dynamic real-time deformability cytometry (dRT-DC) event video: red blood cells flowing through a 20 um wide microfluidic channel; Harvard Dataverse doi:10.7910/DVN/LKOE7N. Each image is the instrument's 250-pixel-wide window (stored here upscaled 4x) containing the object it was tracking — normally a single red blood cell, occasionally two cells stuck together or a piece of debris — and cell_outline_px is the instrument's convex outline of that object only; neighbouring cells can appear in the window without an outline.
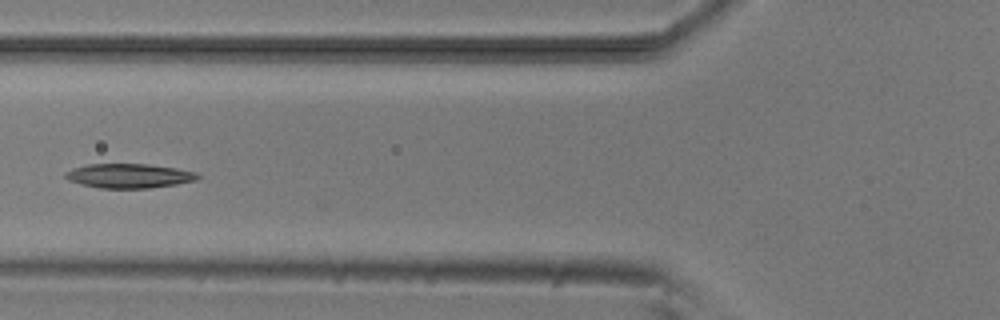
{"species": "common noctule bat (a hibernating species)", "species_latin": "Nyctalus noctula", "temperature_condition": "room temperature", "stored_images_in_passage": 7, "camera_frame_rate_fps": 3000, "um_per_image_px": 0.085, "animal": {"sex": "male", "body_mass_g": 20.5, "forearm_length_mm": 52.5}, "frame": {"image": 1, "passage_image": 5, "time_ms": 4.667, "image_size_px": [1000, 320], "cell_outline_px": [[200, 176], [196, 180], [176, 184], [148, 188], [100, 188], [80, 184], [68, 180], [64, 176], [64, 172], [72, 168], [88, 164], [148, 164], [176, 168], [196, 172]], "centroid_in_image_um": [10.93, 14.94], "position_along_channel_um": 114.9, "area_um2": 18.79}}
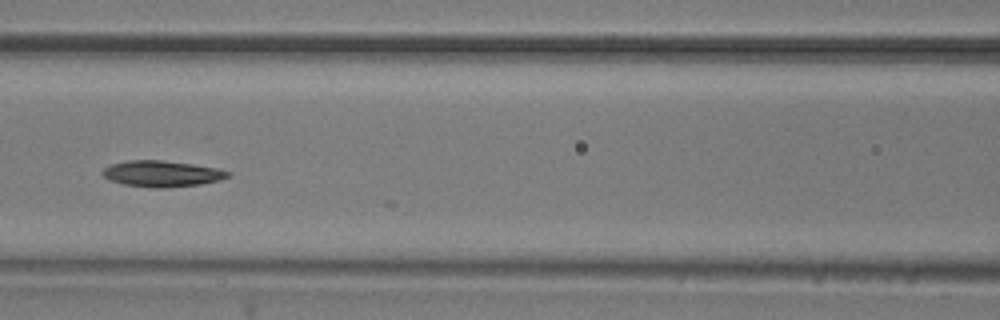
{"frame": {"image": 2, "passage_image": 6, "time_ms": 5.667, "image_size_px": [1000, 320], "cell_outline_px": [[232, 172], [228, 176], [220, 180], [200, 184], [164, 188], [148, 188], [124, 184], [108, 180], [100, 172], [104, 168], [112, 164], [128, 160], [160, 160], [192, 164], [216, 168]], "centroid_in_image_um": [13.73, 14.77], "position_along_channel_um": 152.9, "area_um2": 19.07}}